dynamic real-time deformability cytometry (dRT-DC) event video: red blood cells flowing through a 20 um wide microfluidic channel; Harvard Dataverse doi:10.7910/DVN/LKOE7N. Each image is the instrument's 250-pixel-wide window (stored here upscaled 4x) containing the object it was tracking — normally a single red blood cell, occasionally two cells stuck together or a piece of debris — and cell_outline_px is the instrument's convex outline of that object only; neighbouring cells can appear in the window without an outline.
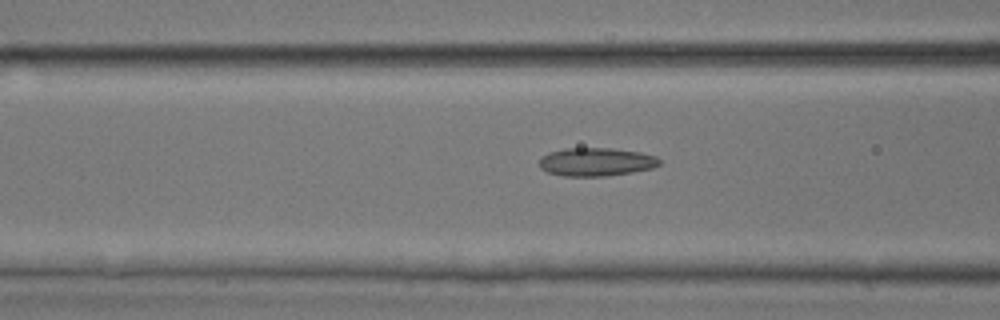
{"species": "common noctule bat (a hibernating species)", "species_latin": "Nyctalus noctula", "temperature_condition": "room temperature", "stored_images_in_passage": 8, "camera_frame_rate_fps": 3000, "um_per_image_px": 0.085, "animal": {"sex": "male", "body_mass_g": 17.9, "forearm_length_mm": 54.2}, "frame": {"image": 1, "passage_image": 7, "time_ms": 2.0, "image_size_px": [1000, 320], "cell_outline_px": [[660, 164], [652, 168], [632, 172], [604, 176], [564, 176], [548, 172], [540, 168], [540, 156], [548, 152], [564, 148], [612, 148], [640, 152], [656, 156], [660, 160]], "centroid_in_image_um": [50.65, 13.75], "position_along_channel_um": 115.9, "area_um2": 19.88}}